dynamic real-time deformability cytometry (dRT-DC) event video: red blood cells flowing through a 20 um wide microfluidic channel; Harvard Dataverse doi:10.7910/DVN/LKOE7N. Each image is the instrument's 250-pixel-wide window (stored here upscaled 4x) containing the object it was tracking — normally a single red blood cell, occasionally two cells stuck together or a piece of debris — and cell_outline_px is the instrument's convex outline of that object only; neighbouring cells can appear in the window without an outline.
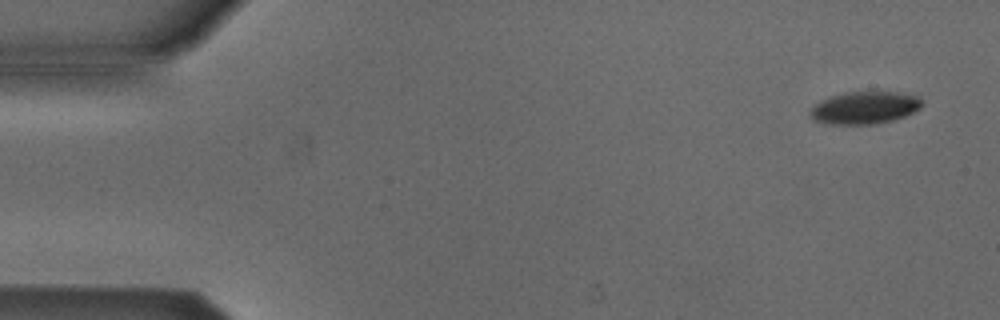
{"species": "Egyptian fruit bat (a non-hibernating species)", "species_latin": "Rousettus aegyptiacus", "temperature_condition": "cold", "stored_images_in_passage": 4, "camera_frame_rate_fps": 3000, "um_per_image_px": 0.085, "animal": {"sex": "male"}, "frame": {"image": 1, "passage_image": 1, "time_ms": 0.0, "image_size_px": [1000, 320], "cell_outline_px": [[924, 104], [920, 108], [904, 116], [892, 120], [872, 124], [828, 124], [812, 120], [808, 116], [808, 112], [820, 100], [832, 96], [848, 92], [896, 92], [916, 96]], "centroid_in_image_um": [73.44, 9.17], "position_along_channel_um": 11.6, "area_um2": 20.98}}
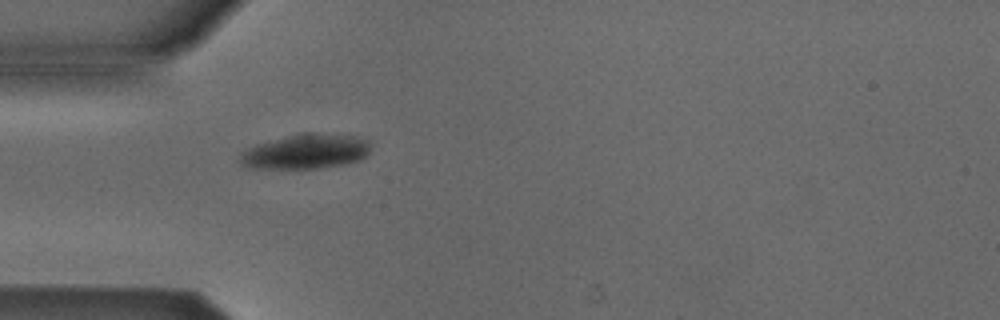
{"frame": {"image": 2, "passage_image": 4, "time_ms": 1.0, "image_size_px": [1000, 320], "cell_outline_px": [[368, 152], [364, 156], [356, 160], [340, 164], [320, 168], [252, 168], [240, 164], [240, 156], [248, 148], [256, 144], [304, 132], [316, 132], [352, 136], [368, 140]], "centroid_in_image_um": [25.95, 12.87], "position_along_channel_um": 59.1, "area_um2": 25.89}}